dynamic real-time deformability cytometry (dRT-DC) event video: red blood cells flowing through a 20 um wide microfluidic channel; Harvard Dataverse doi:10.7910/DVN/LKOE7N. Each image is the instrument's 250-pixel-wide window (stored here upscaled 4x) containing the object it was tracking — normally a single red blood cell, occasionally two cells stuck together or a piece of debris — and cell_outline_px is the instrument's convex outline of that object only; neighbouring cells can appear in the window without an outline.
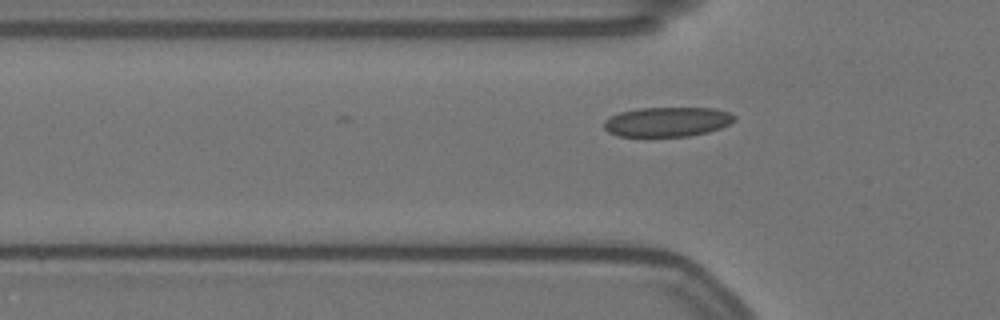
{"species": "Egyptian fruit bat (a non-hibernating species)", "species_latin": "Rousettus aegyptiacus", "temperature_condition": "warm", "stored_images_in_passage": 33, "camera_frame_rate_fps": 3000, "um_per_image_px": 0.085, "animal": {"sex": "female"}, "frame": {"image": 1, "passage_image": 2, "time_ms": 0.333, "image_size_px": [1000, 320], "cell_outline_px": [[736, 120], [720, 128], [708, 132], [688, 136], [620, 136], [608, 132], [604, 128], [604, 120], [620, 112], [636, 108], [716, 108], [728, 112], [736, 116]], "centroid_in_image_um": [56.73, 10.35], "position_along_channel_um": 69.1, "area_um2": 22.48}}
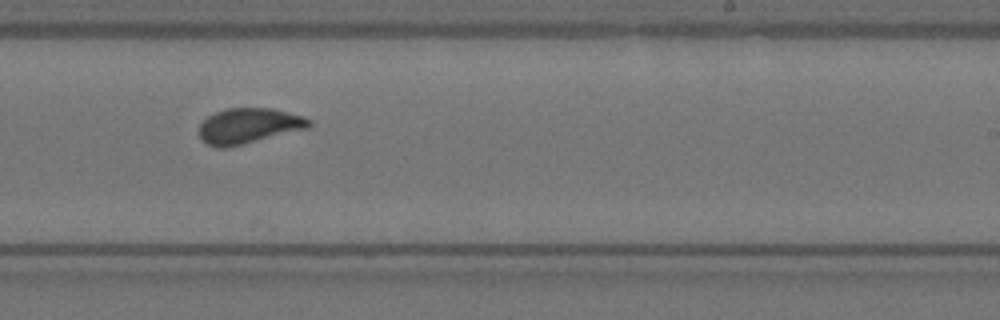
{"frame": {"image": 2, "passage_image": 19, "time_ms": 6.0, "image_size_px": [1000, 320], "cell_outline_px": [[312, 124], [308, 128], [228, 148], [216, 148], [208, 144], [200, 136], [200, 124], [208, 116], [216, 112], [228, 108], [272, 108], [304, 116], [312, 120]], "centroid_in_image_um": [21.17, 10.7], "position_along_channel_um": 267.8, "area_um2": 22.66}}
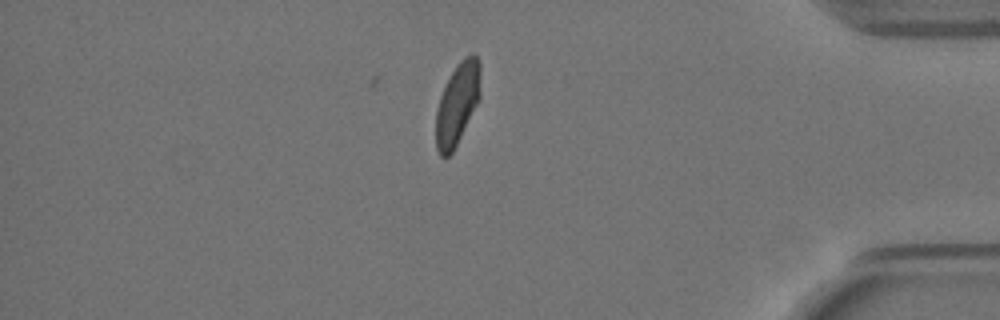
{"frame": {"image": 3, "passage_image": 33, "time_ms": 10.667, "image_size_px": [1000, 320], "cell_outline_px": [[480, 100], [452, 152], [448, 156], [440, 156], [436, 148], [436, 112], [440, 96], [456, 64], [464, 56], [476, 56], [480, 60]], "centroid_in_image_um": [38.89, 8.82], "position_along_channel_um": 396.3, "area_um2": 21.1}, "authors_computed_cell_mechanics": {"area_um2": 22.3686, "velocity_mm_per_s": 3.493, "shape_relaxation_time_tau1_ms": 3.8941, "shape_relaxation_time_tau2_ms": null, "deformation_change_tau1": 0.1204, "deformation_change_tau2": null}}